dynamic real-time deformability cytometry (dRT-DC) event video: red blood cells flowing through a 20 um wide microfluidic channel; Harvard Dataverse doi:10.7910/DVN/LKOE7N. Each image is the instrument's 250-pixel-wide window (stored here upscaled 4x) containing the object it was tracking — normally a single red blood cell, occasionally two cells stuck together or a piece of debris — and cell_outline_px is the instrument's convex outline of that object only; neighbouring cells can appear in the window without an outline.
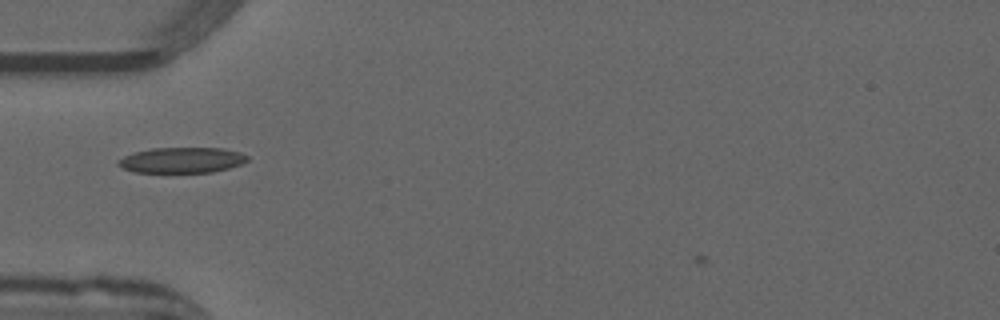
{"species": "common noctule bat (a hibernating species)", "species_latin": "Nyctalus noctula", "temperature_condition": "warm", "stored_images_in_passage": 39, "camera_frame_rate_fps": 3000, "um_per_image_px": 0.085, "animal": {"sex": "male", "forearm_length_mm": 52.5}, "frame": {"image": 1, "passage_image": 12, "time_ms": 3.667, "image_size_px": [1000, 320], "cell_outline_px": [[248, 160], [240, 164], [228, 168], [212, 172], [136, 172], [124, 168], [116, 164], [116, 160], [124, 156], [136, 152], [152, 148], [224, 148], [240, 152], [248, 156]], "centroid_in_image_um": [15.46, 13.6], "position_along_channel_um": 69.5, "area_um2": 19.13}}
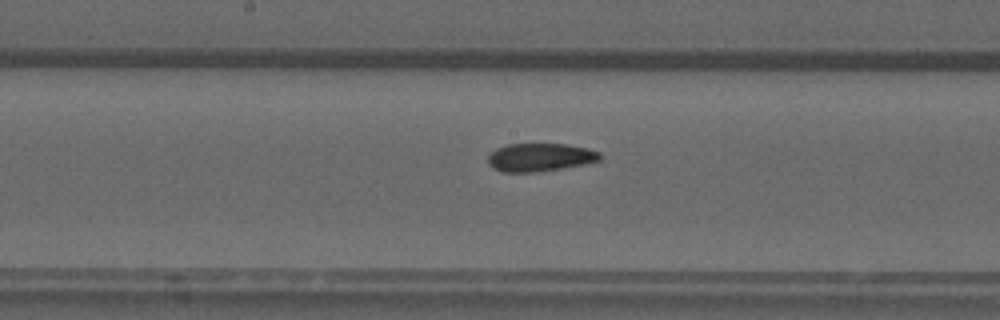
{"frame": {"image": 2, "passage_image": 22, "time_ms": 7.0, "image_size_px": [1000, 320], "cell_outline_px": [[604, 156], [600, 160], [584, 164], [536, 172], [500, 172], [492, 168], [488, 164], [488, 156], [496, 148], [508, 144], [568, 144], [588, 148], [600, 152]], "centroid_in_image_um": [45.91, 13.37], "position_along_channel_um": 202.3, "area_um2": 18.5}}
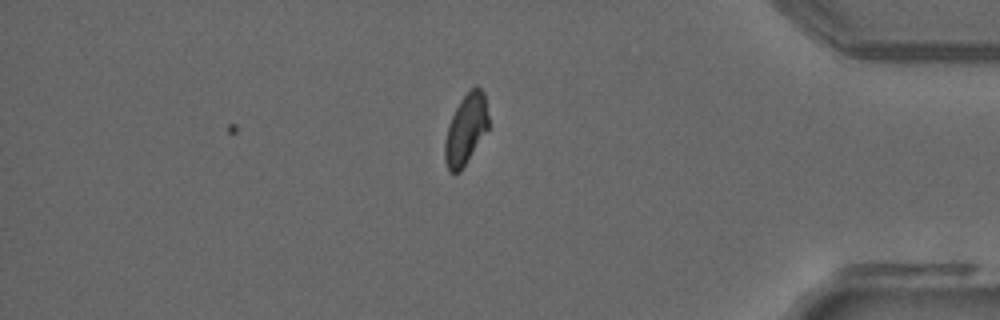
{"frame": {"image": 3, "passage_image": 39, "time_ms": 12.667, "image_size_px": [1000, 320], "cell_outline_px": [[488, 128], [460, 172], [448, 172], [444, 160], [444, 144], [448, 128], [452, 116], [460, 100], [476, 84], [484, 92], [488, 116]], "centroid_in_image_um": [39.59, 11.0], "position_along_channel_um": 395.6, "area_um2": 17.63}, "authors_computed_cell_mechanics": {"area_um2": 18.3226, "velocity_mm_per_s": 3.9788, "shape_relaxation_time_tau1_ms": null, "shape_relaxation_time_tau2_ms": 1.1874, "deformation_change_tau1": null, "deformation_change_tau2": 0.0615}}